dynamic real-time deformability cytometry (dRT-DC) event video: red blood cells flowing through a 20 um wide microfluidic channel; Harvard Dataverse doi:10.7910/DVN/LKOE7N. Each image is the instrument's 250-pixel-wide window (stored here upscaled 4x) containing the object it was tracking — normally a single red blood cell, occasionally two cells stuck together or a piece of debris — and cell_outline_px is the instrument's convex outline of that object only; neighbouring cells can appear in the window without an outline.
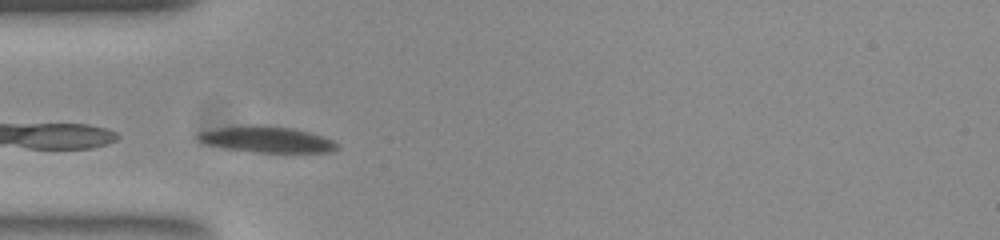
{"species": "common noctule bat (a hibernating species)", "species_latin": "Nyctalus noctula", "temperature_condition": "room temperature", "stored_images_in_passage": 38, "camera_frame_rate_fps": 3000, "um_per_image_px": 0.085, "animal": {"sex": "female", "body_mass_g": 23.0, "forearm_length_mm": 53.4}, "frame": {"image": 1, "passage_image": 1, "time_ms": 0.0, "image_size_px": [1000, 240], "cell_outline_px": [[340, 148], [328, 152], [256, 152], [228, 148], [208, 144], [200, 140], [196, 136], [200, 132], [216, 128], [240, 124], [260, 124], [292, 128], [308, 132], [332, 140]], "centroid_in_image_um": [22.66, 11.83], "position_along_channel_um": 62.3, "area_um2": 20.98}}
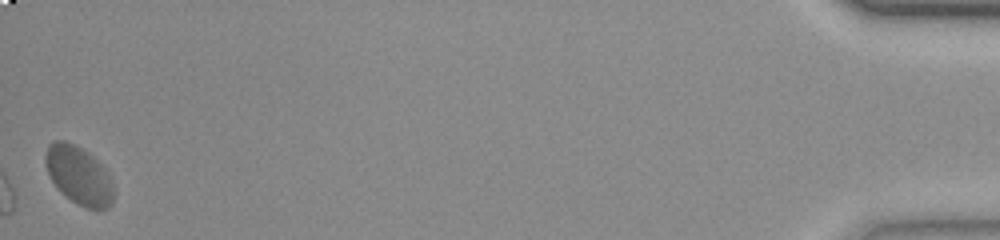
{"frame": {"image": 2, "passage_image": 38, "time_ms": 12.333, "image_size_px": [1000, 240], "cell_outline_px": [[112, 204], [108, 208], [100, 212], [96, 212], [84, 208], [76, 204], [64, 196], [52, 180], [48, 172], [44, 160], [44, 156], [48, 144], [56, 140], [64, 140], [88, 152], [104, 168], [112, 184]], "centroid_in_image_um": [6.69, 14.96], "position_along_channel_um": 428.5, "area_um2": 23.24}}